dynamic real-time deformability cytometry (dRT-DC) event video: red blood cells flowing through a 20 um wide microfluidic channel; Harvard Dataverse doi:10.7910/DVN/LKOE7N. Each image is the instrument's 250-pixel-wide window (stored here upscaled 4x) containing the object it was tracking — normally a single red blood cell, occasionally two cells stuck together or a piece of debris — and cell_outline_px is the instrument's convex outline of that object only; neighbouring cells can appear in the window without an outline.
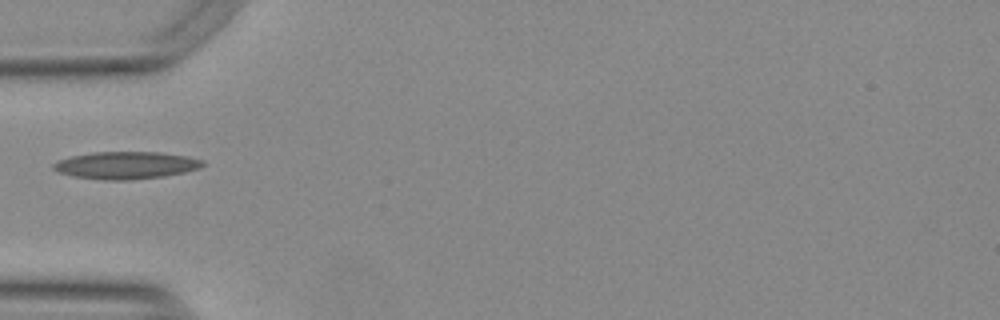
{"species": "Egyptian fruit bat (a non-hibernating species)", "species_latin": "Rousettus aegyptiacus", "temperature_condition": "warm", "stored_images_in_passage": 37, "camera_frame_rate_fps": 3000, "um_per_image_px": 0.085, "animal": {"sex": "female"}, "frame": {"image": 1, "passage_image": 1, "time_ms": 0.0, "image_size_px": [1000, 320], "cell_outline_px": [[204, 164], [200, 168], [184, 172], [164, 176], [128, 180], [100, 180], [72, 176], [56, 172], [52, 168], [52, 164], [56, 160], [72, 156], [92, 152], [160, 152], [188, 156], [204, 160]], "centroid_in_image_um": [10.67, 14.05], "position_along_channel_um": 74.3, "area_um2": 24.04}}
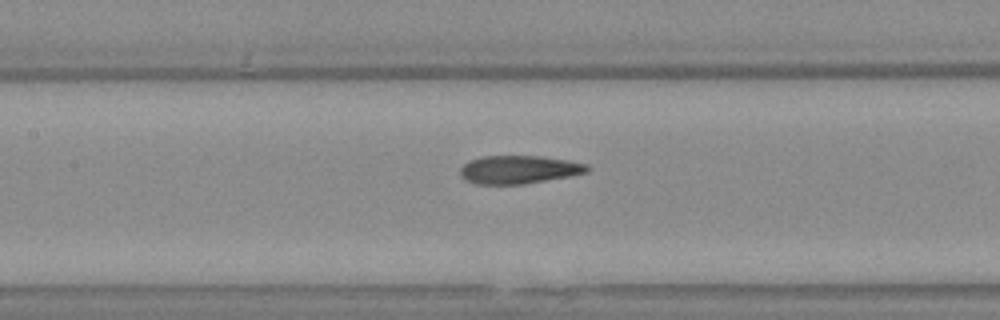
{"frame": {"image": 2, "passage_image": 8, "time_ms": 2.333, "image_size_px": [1000, 320], "cell_outline_px": [[588, 172], [568, 176], [524, 184], [476, 184], [464, 180], [460, 176], [460, 168], [468, 160], [480, 156], [540, 156], [568, 160], [588, 164]], "centroid_in_image_um": [44.05, 14.41], "position_along_channel_um": 163.3, "area_um2": 20.92}}
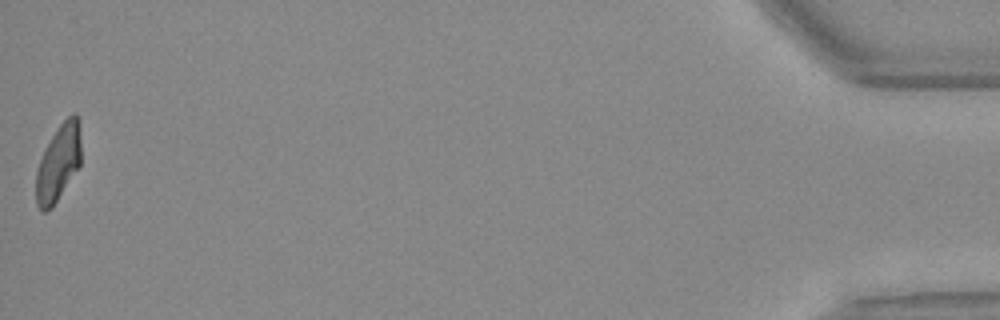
{"frame": {"image": 3, "passage_image": 37, "time_ms": 12.0, "image_size_px": [1000, 320], "cell_outline_px": [[80, 164], [52, 208], [44, 212], [40, 212], [36, 204], [36, 172], [44, 148], [60, 124], [72, 112], [76, 112], [80, 120]], "centroid_in_image_um": [4.96, 13.83], "position_along_channel_um": 430.2, "area_um2": 20.11}}